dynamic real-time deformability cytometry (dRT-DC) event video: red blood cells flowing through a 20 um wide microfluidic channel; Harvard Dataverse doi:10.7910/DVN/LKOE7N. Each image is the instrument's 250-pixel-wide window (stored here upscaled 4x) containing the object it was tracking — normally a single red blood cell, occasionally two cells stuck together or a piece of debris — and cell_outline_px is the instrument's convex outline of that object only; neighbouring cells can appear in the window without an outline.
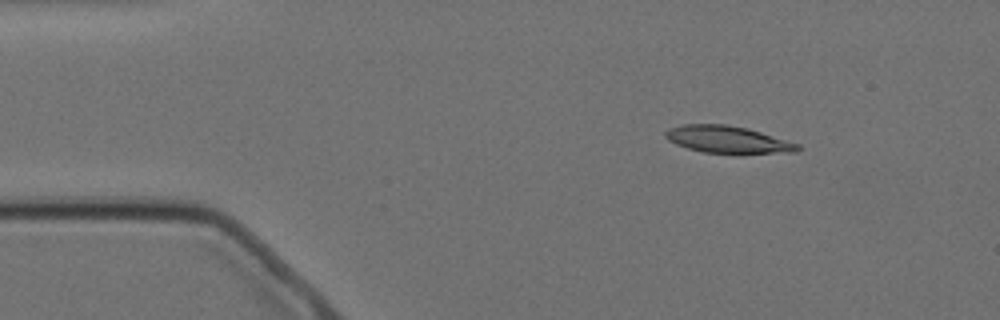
{"species": "Egyptian fruit bat (a non-hibernating species)", "species_latin": "Rousettus aegyptiacus", "temperature_condition": "cold", "stored_images_in_passage": 5, "camera_frame_rate_fps": 3000, "um_per_image_px": 0.085, "animal": {"sex": "female"}, "frame": {"image": 1, "passage_image": 2, "time_ms": 1.333, "image_size_px": [1000, 320], "cell_outline_px": [[800, 148], [796, 152], [736, 156], [704, 152], [688, 148], [676, 144], [668, 140], [664, 136], [664, 132], [668, 128], [684, 124], [724, 124], [748, 128], [800, 144]], "centroid_in_image_um": [61.9, 11.9], "position_along_channel_um": 23.1, "area_um2": 21.79}}
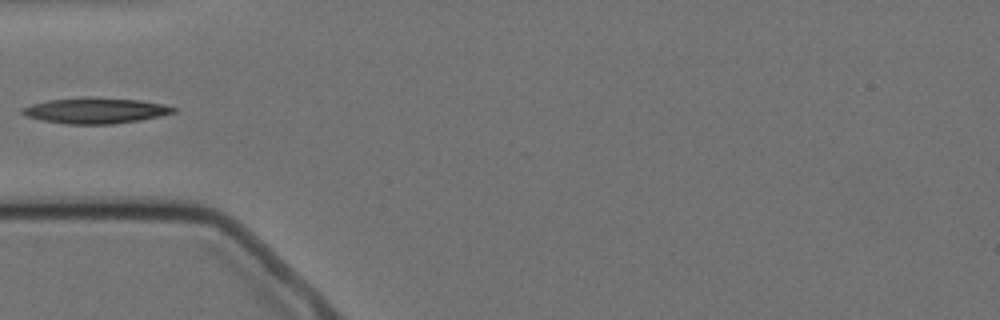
{"frame": {"image": 2, "passage_image": 5, "time_ms": 4.667, "image_size_px": [1000, 320], "cell_outline_px": [[176, 112], [140, 120], [112, 124], [64, 124], [40, 120], [24, 116], [20, 112], [20, 108], [32, 104], [48, 100], [80, 96], [88, 96], [140, 100], [164, 104], [176, 108]], "centroid_in_image_um": [8.05, 9.39], "position_along_channel_um": 76.9, "area_um2": 23.06}}